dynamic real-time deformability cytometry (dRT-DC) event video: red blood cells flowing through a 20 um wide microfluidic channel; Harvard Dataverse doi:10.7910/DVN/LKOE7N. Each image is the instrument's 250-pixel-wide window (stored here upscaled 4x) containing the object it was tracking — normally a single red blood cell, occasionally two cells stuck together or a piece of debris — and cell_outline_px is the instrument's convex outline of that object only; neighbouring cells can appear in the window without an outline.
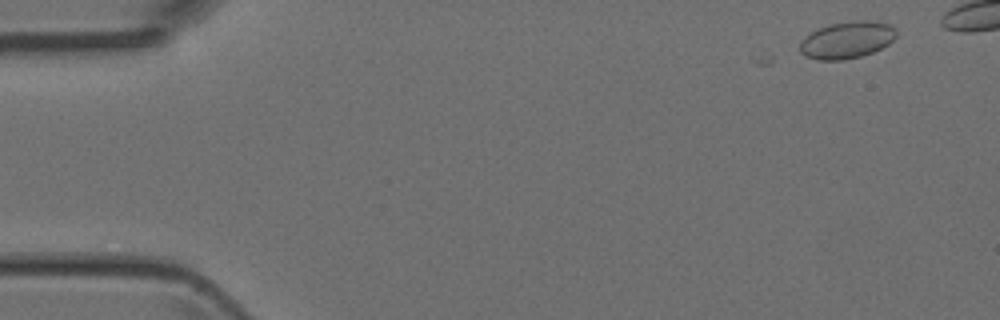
{"species": "Egyptian fruit bat (a non-hibernating species)", "species_latin": "Rousettus aegyptiacus", "temperature_condition": "room temperature", "stored_images_in_passage": 3, "camera_frame_rate_fps": 3000, "um_per_image_px": 0.085, "animal": {"sex": "female"}, "frame": {"image": 1, "passage_image": 3, "time_ms": 0.667, "image_size_px": [1000, 320], "cell_outline_px": [[896, 36], [888, 44], [872, 52], [860, 56], [844, 60], [820, 60], [804, 56], [800, 52], [800, 40], [804, 36], [828, 24], [852, 20], [876, 20], [892, 24], [896, 28]], "centroid_in_image_um": [72.0, 3.37], "position_along_channel_um": 13.0, "area_um2": 21.04}}